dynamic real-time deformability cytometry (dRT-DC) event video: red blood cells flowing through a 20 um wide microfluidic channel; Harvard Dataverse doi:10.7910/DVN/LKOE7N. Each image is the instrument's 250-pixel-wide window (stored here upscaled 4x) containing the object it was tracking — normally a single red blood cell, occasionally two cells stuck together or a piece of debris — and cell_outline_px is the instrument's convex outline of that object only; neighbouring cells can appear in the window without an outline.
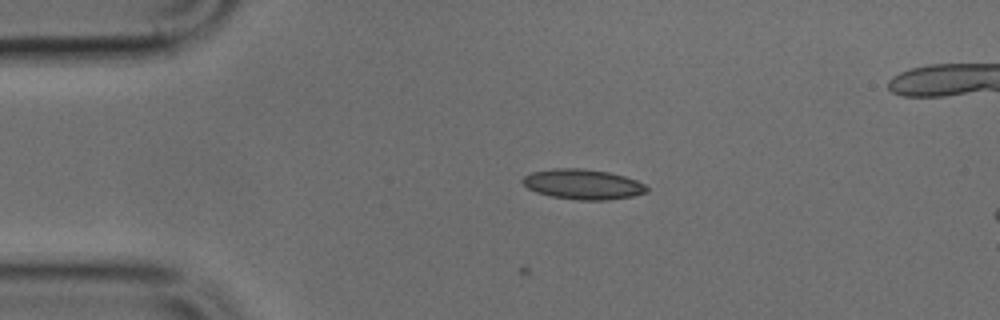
{"species": "common noctule bat (a hibernating species)", "species_latin": "Nyctalus noctula", "temperature_condition": "cold", "stored_images_in_passage": 7, "camera_frame_rate_fps": 3000, "um_per_image_px": 0.085, "animal": {"sex": "male", "body_mass_g": 17.9, "forearm_length_mm": 54.2}, "frame": {"image": 1, "passage_image": 7, "time_ms": 2.0, "image_size_px": [1000, 320], "cell_outline_px": [[648, 192], [632, 196], [608, 200], [580, 200], [552, 196], [536, 192], [528, 188], [520, 180], [524, 176], [532, 172], [552, 168], [580, 168], [608, 172], [624, 176], [636, 180], [644, 184], [648, 188]], "centroid_in_image_um": [49.54, 15.66], "position_along_channel_um": 35.5, "area_um2": 21.73}}